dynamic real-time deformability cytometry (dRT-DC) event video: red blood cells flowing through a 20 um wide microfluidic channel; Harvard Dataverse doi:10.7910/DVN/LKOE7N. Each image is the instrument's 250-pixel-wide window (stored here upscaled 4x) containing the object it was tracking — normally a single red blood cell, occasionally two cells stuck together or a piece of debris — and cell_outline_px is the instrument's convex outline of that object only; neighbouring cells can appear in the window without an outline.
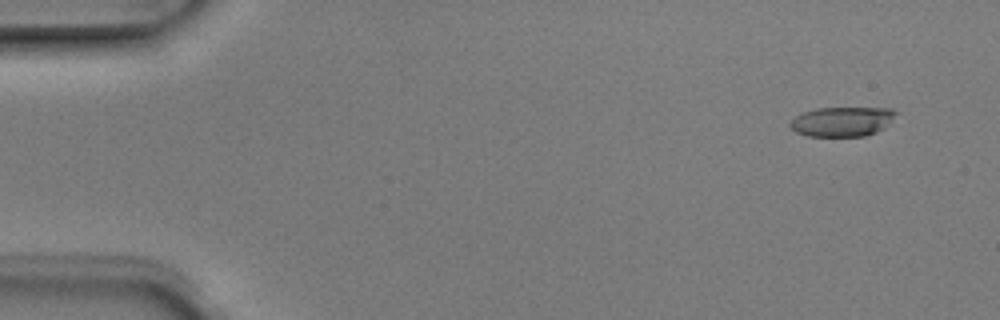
{"species": "Egyptian fruit bat (a non-hibernating species)", "species_latin": "Rousettus aegyptiacus", "temperature_condition": "room temperature", "stored_images_in_passage": 6, "segment_of_instrument_passage": [1, 2], "camera_frame_rate_fps": 3000, "um_per_image_px": 0.085, "animal": {"sex": "male"}, "frame": {"image": 1, "passage_image": 2, "time_ms": 0.333, "image_size_px": [1000, 320], "cell_outline_px": [[896, 112], [884, 128], [876, 132], [864, 136], [808, 136], [796, 132], [788, 124], [796, 116], [804, 112], [816, 108], [892, 108]], "centroid_in_image_um": [71.55, 10.33], "position_along_channel_um": 13.4, "area_um2": 18.03}}